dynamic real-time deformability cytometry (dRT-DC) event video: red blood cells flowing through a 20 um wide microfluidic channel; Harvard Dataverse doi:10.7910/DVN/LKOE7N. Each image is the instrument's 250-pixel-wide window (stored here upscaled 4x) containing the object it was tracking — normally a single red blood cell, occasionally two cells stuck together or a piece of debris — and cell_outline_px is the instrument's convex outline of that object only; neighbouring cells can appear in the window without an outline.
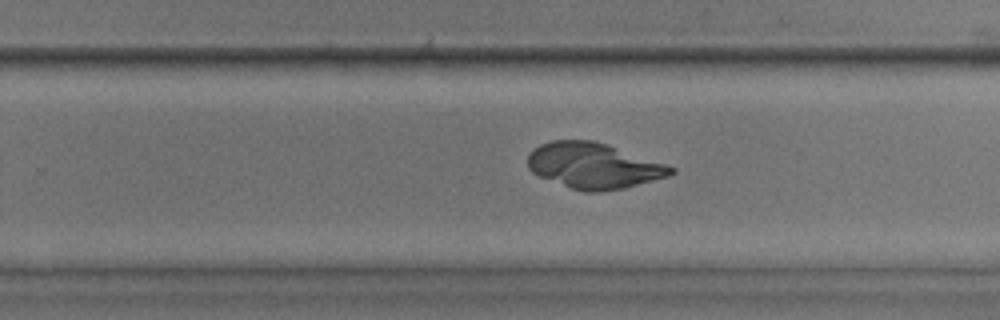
{"species": "common noctule bat (a hibernating species)", "species_latin": "Nyctalus noctula", "temperature_condition": "room temperature", "stored_images_in_passage": 51, "camera_frame_rate_fps": 3000, "um_per_image_px": 0.085, "animal": {"sex": "male", "body_mass_g": 17.9, "forearm_length_mm": 54.2}, "frame": {"image": 1, "passage_image": 33, "time_ms": 10.667, "image_size_px": [1000, 320], "cell_outline_px": [[676, 172], [668, 176], [624, 188], [600, 192], [584, 192], [572, 188], [540, 176], [532, 172], [528, 168], [528, 152], [532, 148], [540, 144], [552, 140], [592, 140], [608, 144], [676, 168]], "centroid_in_image_um": [50.44, 14.07], "position_along_channel_um": 279.4, "area_um2": 37.97}}
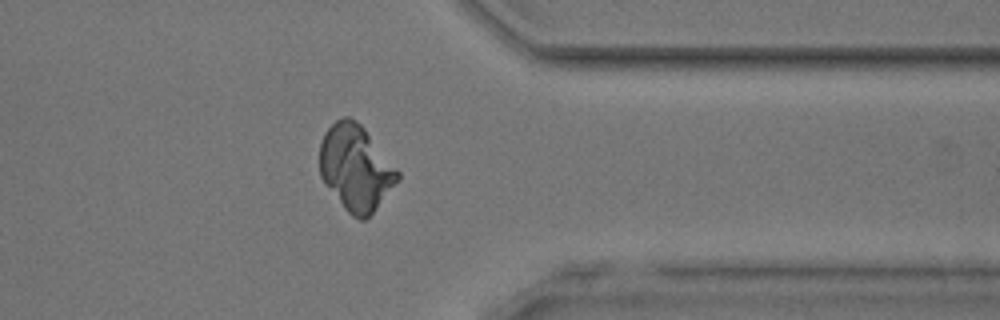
{"frame": {"image": 2, "passage_image": 41, "time_ms": 13.333, "image_size_px": [1000, 320], "cell_outline_px": [[400, 180], [372, 212], [364, 220], [360, 220], [352, 216], [344, 208], [324, 184], [320, 176], [320, 144], [324, 132], [336, 120], [344, 116], [348, 116], [356, 120], [364, 128], [400, 172]], "centroid_in_image_um": [30.22, 14.26], "position_along_channel_um": 381.2, "area_um2": 38.78}}
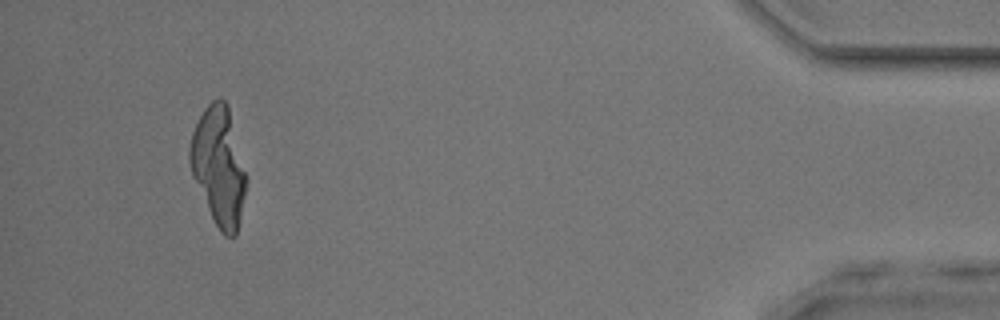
{"frame": {"image": 3, "passage_image": 48, "time_ms": 15.667, "image_size_px": [1000, 320], "cell_outline_px": [[248, 180], [236, 236], [224, 236], [220, 232], [192, 176], [188, 160], [188, 148], [192, 132], [204, 108], [212, 100], [220, 96], [228, 104]], "centroid_in_image_um": [18.59, 14.09], "position_along_channel_um": 416.6, "area_um2": 38.96}}